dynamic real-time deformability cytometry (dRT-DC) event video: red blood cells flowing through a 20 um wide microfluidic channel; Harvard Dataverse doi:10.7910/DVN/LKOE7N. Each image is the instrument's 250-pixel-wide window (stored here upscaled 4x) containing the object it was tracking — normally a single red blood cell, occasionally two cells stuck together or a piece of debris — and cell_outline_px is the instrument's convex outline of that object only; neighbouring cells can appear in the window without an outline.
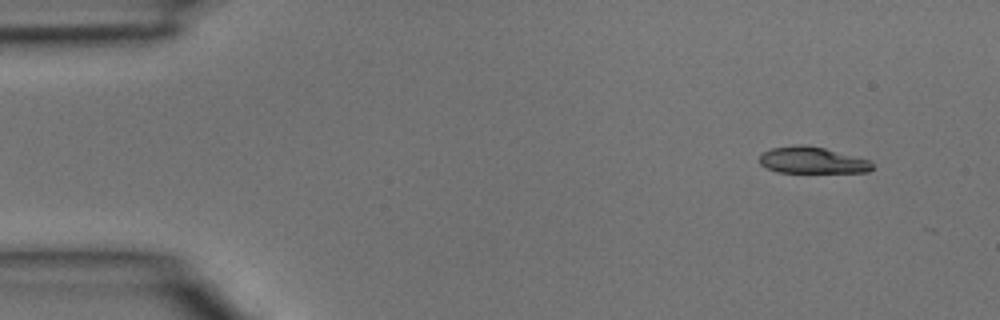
{"species": "common noctule bat (a hibernating species)", "species_latin": "Nyctalus noctula", "temperature_condition": "room temperature", "stored_images_in_passage": 3, "camera_frame_rate_fps": 3000, "um_per_image_px": 0.085, "animal": {"sex": "male", "body_mass_g": 15.6}, "frame": {"image": 1, "passage_image": 1, "time_ms": 0.0, "image_size_px": [1000, 320], "cell_outline_px": [[872, 168], [868, 172], [776, 172], [760, 164], [760, 156], [764, 152], [772, 148], [800, 144], [824, 148], [868, 160], [872, 164]], "centroid_in_image_um": [69.01, 13.63], "position_along_channel_um": 16.0, "area_um2": 17.05}}
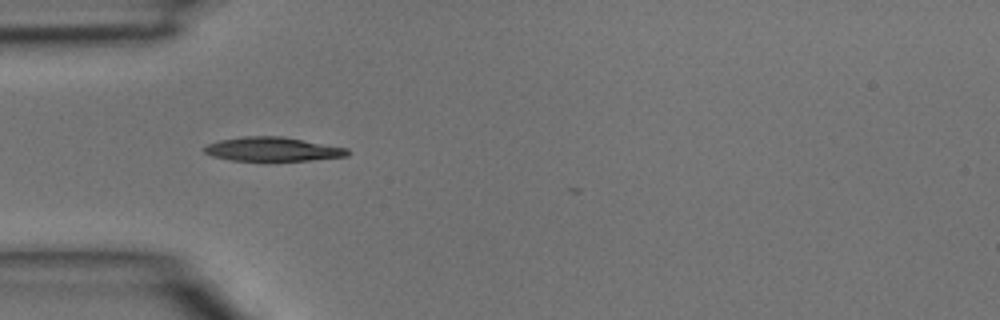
{"frame": {"image": 2, "passage_image": 3, "time_ms": 0.667, "image_size_px": [1000, 320], "cell_outline_px": [[352, 152], [348, 156], [312, 160], [232, 160], [212, 156], [204, 152], [204, 148], [208, 144], [220, 140], [244, 136], [280, 136], [348, 148]], "centroid_in_image_um": [23.21, 12.68], "position_along_channel_um": 61.8, "area_um2": 19.83}}